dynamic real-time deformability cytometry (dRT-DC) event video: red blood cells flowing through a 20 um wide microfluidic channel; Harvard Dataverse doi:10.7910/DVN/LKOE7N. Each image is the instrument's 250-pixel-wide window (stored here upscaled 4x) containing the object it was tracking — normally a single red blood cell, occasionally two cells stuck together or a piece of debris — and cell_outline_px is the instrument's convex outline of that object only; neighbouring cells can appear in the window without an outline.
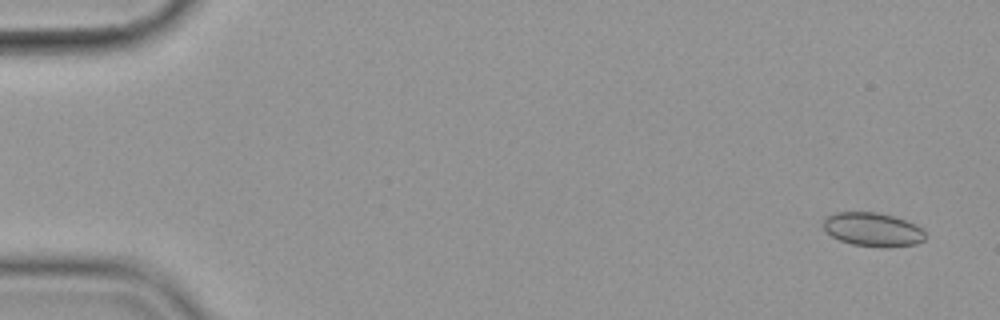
{"species": "common noctule bat (a hibernating species)", "species_latin": "Nyctalus noctula", "temperature_condition": "cold", "stored_images_in_passage": 57, "camera_frame_rate_fps": 3000, "um_per_image_px": 0.085, "animal": {"sex": "female", "body_mass_g": 19.9}, "frame": {"image": 1, "passage_image": 3, "time_ms": 0.667, "image_size_px": [1000, 320], "cell_outline_px": [[924, 240], [916, 244], [880, 248], [852, 244], [840, 240], [832, 236], [824, 228], [824, 216], [836, 212], [876, 212], [892, 216], [916, 224], [924, 232]], "centroid_in_image_um": [74.17, 19.51], "position_along_channel_um": 10.8, "area_um2": 20.0}}
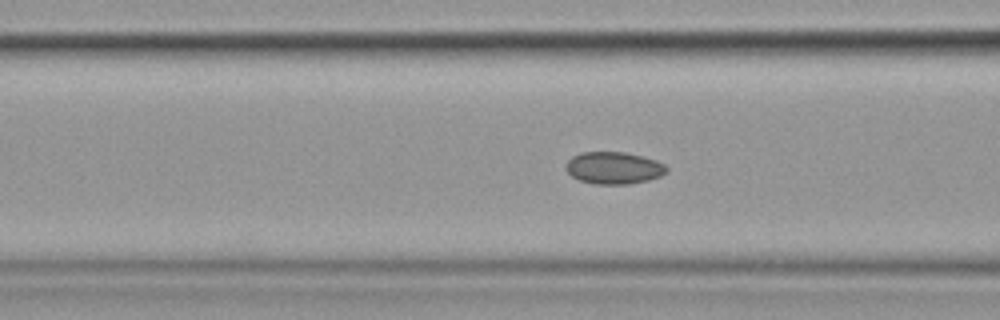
{"frame": {"image": 2, "passage_image": 23, "time_ms": 7.333, "image_size_px": [1000, 320], "cell_outline_px": [[668, 172], [660, 176], [648, 180], [628, 184], [596, 184], [580, 180], [572, 176], [564, 168], [564, 164], [572, 156], [580, 152], [624, 152], [656, 160], [664, 164], [668, 168]], "centroid_in_image_um": [52.15, 14.27], "position_along_channel_um": 114.4, "area_um2": 18.9}}
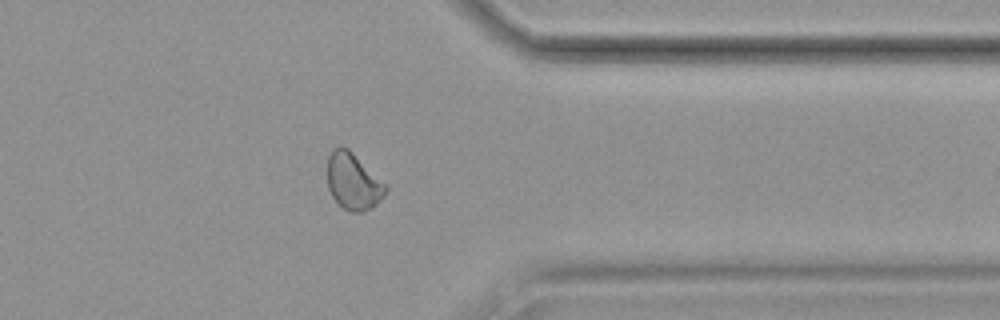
{"frame": {"image": 3, "passage_image": 46, "time_ms": 15.0, "image_size_px": [1000, 320], "cell_outline_px": [[388, 188], [380, 200], [372, 208], [360, 212], [348, 212], [332, 196], [328, 188], [328, 156], [332, 148], [340, 144], [348, 148]], "centroid_in_image_um": [29.98, 15.41], "position_along_channel_um": 381.4, "area_um2": 18.9}, "authors_computed_cell_mechanics": {"area_um2": 19.4208, "velocity_mm_per_s": 3.5727, "shape_relaxation_time_tau1_ms": null, "shape_relaxation_time_tau2_ms": 5.0423, "deformation_change_tau1": null, "deformation_change_tau2": 0.0747}}